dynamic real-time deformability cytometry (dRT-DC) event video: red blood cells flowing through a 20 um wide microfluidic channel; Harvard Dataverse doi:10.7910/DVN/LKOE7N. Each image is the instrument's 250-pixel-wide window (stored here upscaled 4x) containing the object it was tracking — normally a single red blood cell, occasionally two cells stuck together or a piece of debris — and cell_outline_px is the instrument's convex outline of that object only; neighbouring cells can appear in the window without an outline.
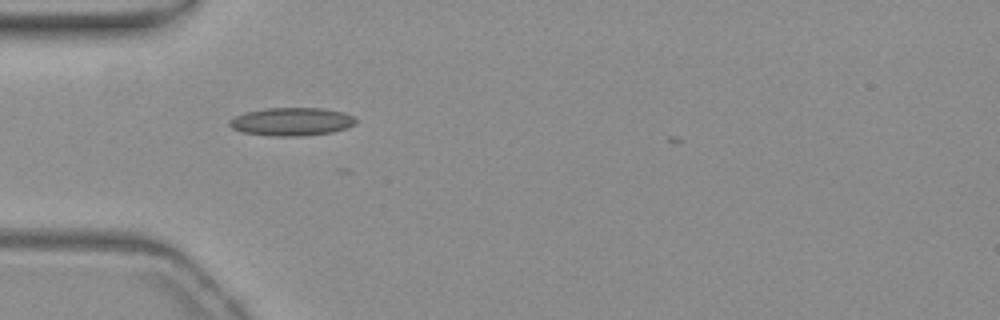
{"species": "common noctule bat (a hibernating species)", "species_latin": "Nyctalus noctula", "temperature_condition": "warm", "stored_images_in_passage": 26, "camera_frame_rate_fps": 3000, "um_per_image_px": 0.085, "animal": {"sex": "female", "body_mass_g": 19.3, "forearm_length_mm": 54.1}, "frame": {"image": 1, "passage_image": 1, "time_ms": 0.0, "image_size_px": [1000, 320], "cell_outline_px": [[356, 124], [332, 132], [300, 136], [272, 136], [244, 132], [232, 128], [228, 124], [228, 120], [244, 112], [268, 108], [324, 108], [344, 112], [352, 116], [356, 120]], "centroid_in_image_um": [24.78, 10.33], "position_along_channel_um": 60.2, "area_um2": 20.63}}
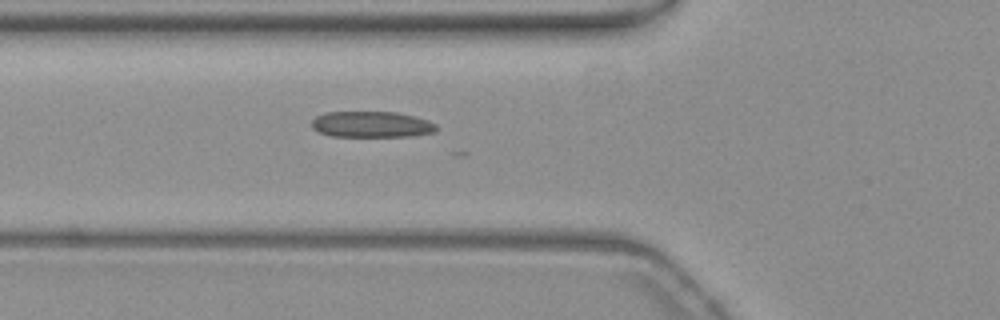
{"frame": {"image": 2, "passage_image": 4, "time_ms": 1.0, "image_size_px": [1000, 320], "cell_outline_px": [[436, 132], [412, 136], [332, 136], [320, 132], [312, 128], [312, 120], [316, 116], [324, 112], [396, 112], [428, 120], [436, 124]], "centroid_in_image_um": [31.58, 10.57], "position_along_channel_um": 94.2, "area_um2": 18.84}}
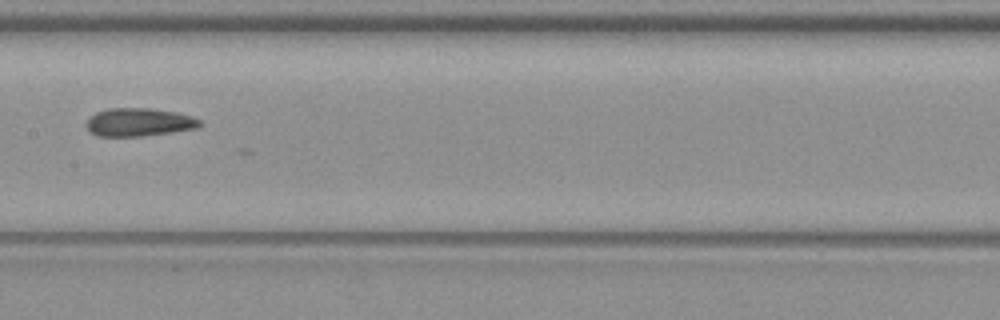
{"frame": {"image": 3, "passage_image": 12, "time_ms": 3.667, "image_size_px": [1000, 320], "cell_outline_px": [[200, 128], [144, 136], [96, 136], [88, 132], [84, 124], [96, 112], [108, 108], [148, 108], [176, 112], [192, 116], [200, 120]], "centroid_in_image_um": [11.79, 10.39], "position_along_channel_um": 195.6, "area_um2": 18.79}}